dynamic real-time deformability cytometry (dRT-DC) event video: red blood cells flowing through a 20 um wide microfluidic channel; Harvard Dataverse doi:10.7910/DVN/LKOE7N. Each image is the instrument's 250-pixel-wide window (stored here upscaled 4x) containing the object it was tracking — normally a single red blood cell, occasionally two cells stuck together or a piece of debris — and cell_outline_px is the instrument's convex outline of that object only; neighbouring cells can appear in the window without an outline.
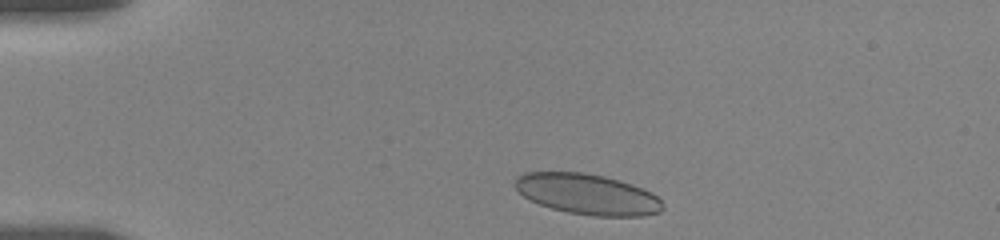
{"species": "human", "species_latin": "Homo sapiens", "temperature_condition": "room temperature", "stored_images_in_passage": 12, "camera_frame_rate_fps": 3000, "um_per_image_px": 0.085, "donor": {"sex": "female"}, "frame": {"image": 1, "passage_image": 5, "time_ms": 0.667, "image_size_px": [1000, 240], "cell_outline_px": [[664, 208], [660, 212], [644, 216], [592, 216], [568, 212], [552, 208], [528, 200], [516, 188], [516, 176], [524, 172], [584, 172], [604, 176], [632, 184], [652, 192], [664, 204]], "centroid_in_image_um": [49.95, 16.51], "position_along_channel_um": 35.1, "area_um2": 35.03}}